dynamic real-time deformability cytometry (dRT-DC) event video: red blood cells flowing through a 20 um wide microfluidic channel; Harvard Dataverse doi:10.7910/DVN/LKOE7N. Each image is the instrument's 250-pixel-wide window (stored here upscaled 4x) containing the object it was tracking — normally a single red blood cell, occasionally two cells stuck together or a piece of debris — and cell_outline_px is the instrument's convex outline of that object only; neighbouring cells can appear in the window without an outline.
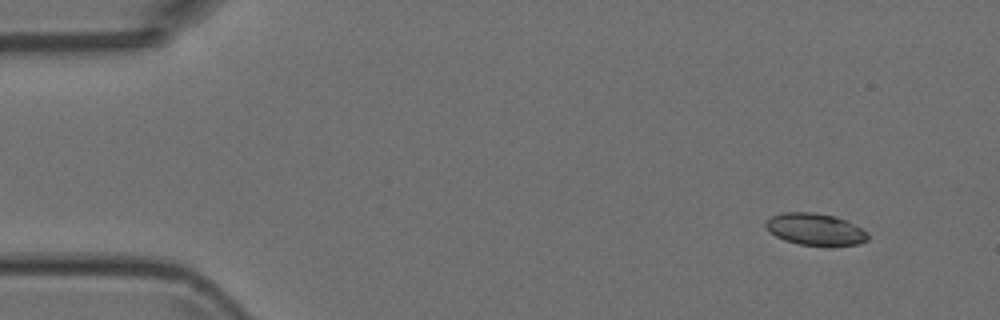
{"species": "Egyptian fruit bat (a non-hibernating species)", "species_latin": "Rousettus aegyptiacus", "temperature_condition": "room temperature", "stored_images_in_passage": 6, "camera_frame_rate_fps": 3000, "um_per_image_px": 0.085, "animal": {"sex": "female"}, "frame": {"image": 1, "passage_image": 1, "time_ms": 0.0, "image_size_px": [1000, 320], "cell_outline_px": [[868, 240], [860, 244], [800, 244], [784, 240], [768, 232], [764, 224], [772, 216], [784, 212], [812, 212], [832, 216], [844, 220], [860, 228], [868, 236]], "centroid_in_image_um": [69.22, 19.47], "position_along_channel_um": 15.8, "area_um2": 18.32}}
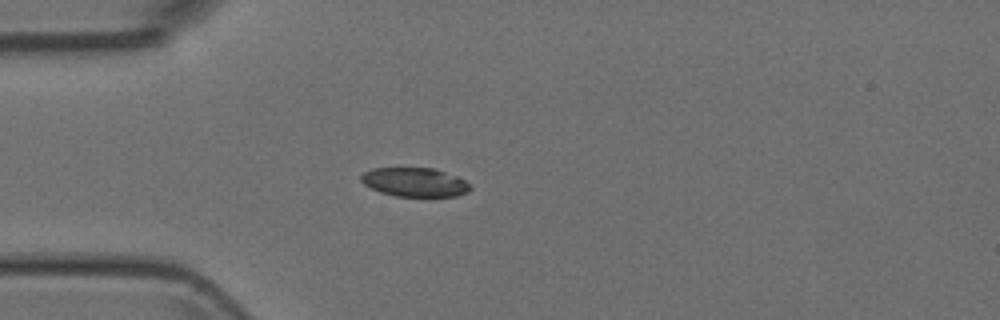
{"frame": {"image": 2, "passage_image": 4, "time_ms": 1.0, "image_size_px": [1000, 320], "cell_outline_px": [[472, 188], [468, 192], [456, 196], [396, 196], [380, 192], [364, 184], [360, 180], [360, 176], [364, 172], [372, 168], [432, 168], [456, 176], [464, 180]], "centroid_in_image_um": [35.23, 15.48], "position_along_channel_um": 49.8, "area_um2": 18.26}}
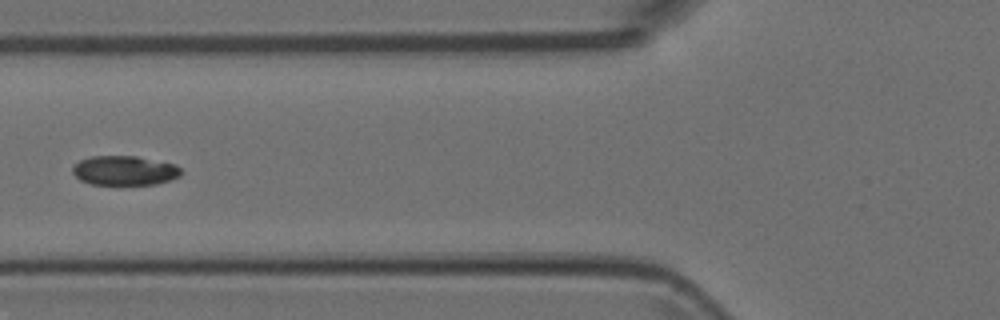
{"frame": {"image": 3, "passage_image": 6, "time_ms": 1.667, "image_size_px": [1000, 320], "cell_outline_px": [[184, 172], [180, 176], [172, 180], [156, 184], [92, 184], [80, 180], [72, 172], [72, 168], [80, 160], [92, 156], [136, 156], [176, 164]], "centroid_in_image_um": [10.63, 14.49], "position_along_channel_um": 115.2, "area_um2": 18.67}}